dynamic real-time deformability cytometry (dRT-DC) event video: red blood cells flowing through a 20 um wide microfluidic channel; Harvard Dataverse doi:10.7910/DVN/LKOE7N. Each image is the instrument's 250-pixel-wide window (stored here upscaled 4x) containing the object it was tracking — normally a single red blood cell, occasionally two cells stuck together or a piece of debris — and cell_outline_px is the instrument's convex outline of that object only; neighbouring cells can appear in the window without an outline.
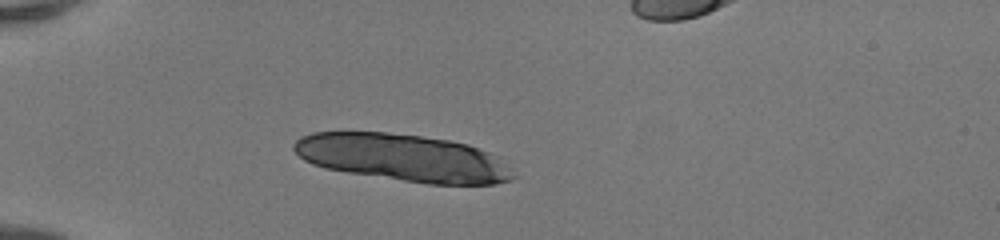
{"species": "human", "species_latin": "Homo sapiens", "temperature_condition": "room temperature", "stored_images_in_passage": 17, "camera_frame_rate_fps": 3000, "um_per_image_px": 0.085, "donor": {"sex": "female"}, "frame": {"image": 1, "passage_image": 1, "time_ms": 0.0, "image_size_px": [1000, 240], "cell_outline_px": [[516, 176], [512, 180], [496, 184], [428, 184], [348, 172], [324, 168], [312, 164], [304, 160], [292, 148], [292, 144], [300, 136], [312, 132], [388, 132], [420, 136], [448, 140], [468, 144], [500, 156]], "centroid_in_image_um": [34.28, 13.4], "position_along_channel_um": 50.7, "area_um2": 60.57}}
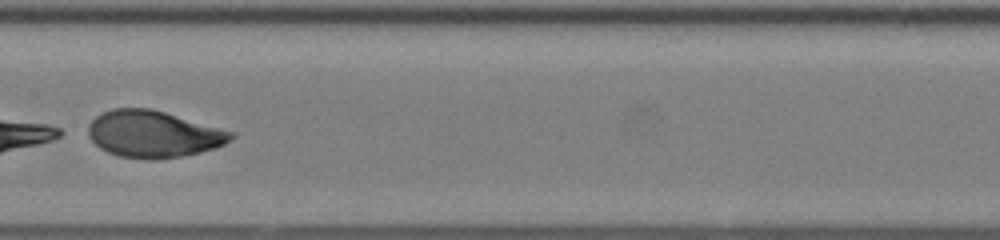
{"frame": {"image": 2, "passage_image": 14, "time_ms": 4.333, "image_size_px": [1000, 240], "cell_outline_px": [[236, 136], [232, 140], [216, 148], [200, 152], [180, 156], [156, 160], [152, 160], [120, 156], [108, 152], [100, 148], [88, 136], [88, 124], [96, 116], [112, 108], [152, 108], [236, 132]], "centroid_in_image_um": [13.07, 11.39], "position_along_channel_um": 194.3, "area_um2": 39.19}}